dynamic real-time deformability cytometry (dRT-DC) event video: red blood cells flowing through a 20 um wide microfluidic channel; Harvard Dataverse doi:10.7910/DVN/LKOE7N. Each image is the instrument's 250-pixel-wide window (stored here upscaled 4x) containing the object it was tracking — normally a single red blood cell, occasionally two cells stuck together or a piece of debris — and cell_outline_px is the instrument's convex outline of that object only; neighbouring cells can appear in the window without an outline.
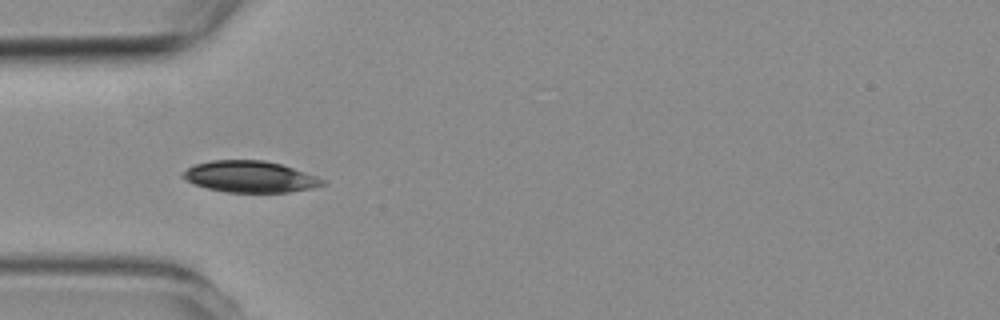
{"species": "common noctule bat (a hibernating species)", "species_latin": "Nyctalus noctula", "temperature_condition": "room temperature", "stored_images_in_passage": 5, "camera_frame_rate_fps": 3000, "um_per_image_px": 0.085, "animal": {"sex": "female", "body_mass_g": 19.3, "forearm_length_mm": 54.1}, "frame": {"image": 1, "passage_image": 4, "time_ms": 3.667, "image_size_px": [1000, 320], "cell_outline_px": [[328, 184], [312, 188], [288, 192], [224, 192], [192, 184], [184, 180], [180, 176], [188, 168], [196, 164], [212, 160], [264, 160], [280, 164], [316, 176], [324, 180]], "centroid_in_image_um": [21.23, 15.02], "position_along_channel_um": 63.8, "area_um2": 25.49}}
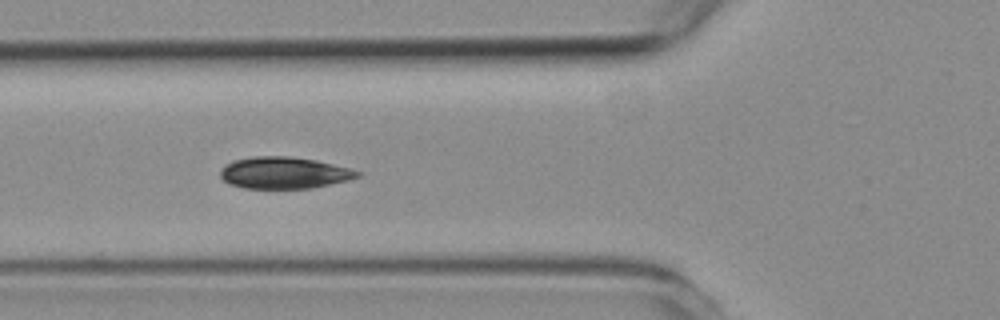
{"frame": {"image": 2, "passage_image": 5, "time_ms": 4.667, "image_size_px": [1000, 320], "cell_outline_px": [[364, 172], [360, 176], [348, 180], [312, 188], [244, 188], [232, 184], [224, 180], [220, 176], [220, 168], [224, 164], [232, 160], [252, 156], [288, 156], [316, 160]], "centroid_in_image_um": [24.13, 14.68], "position_along_channel_um": 101.7, "area_um2": 25.37}}